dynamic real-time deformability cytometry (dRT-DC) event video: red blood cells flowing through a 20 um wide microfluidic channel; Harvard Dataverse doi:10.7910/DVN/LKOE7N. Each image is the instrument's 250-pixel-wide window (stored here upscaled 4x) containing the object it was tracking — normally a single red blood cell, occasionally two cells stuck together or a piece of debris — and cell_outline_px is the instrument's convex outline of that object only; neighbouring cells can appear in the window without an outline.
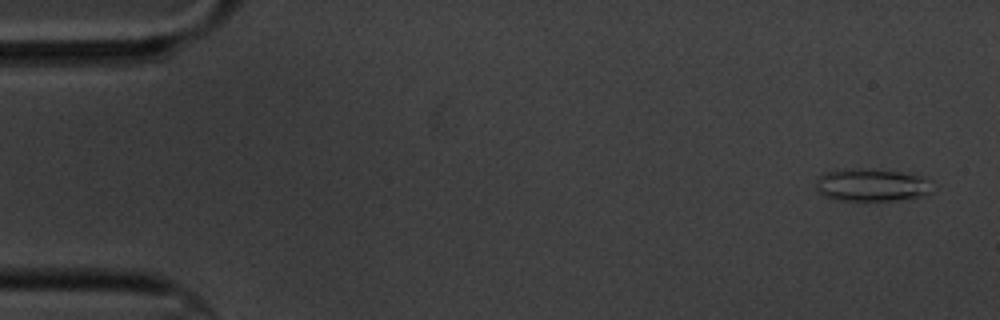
{"species": "common noctule bat (a hibernating species)", "species_latin": "Nyctalus noctula", "temperature_condition": "cold", "stored_images_in_passage": 3, "segment_of_instrument_passage": [1, 2], "camera_frame_rate_fps": 3000, "um_per_image_px": 0.085, "animal": {"sex": "male", "body_mass_g": 20.1, "forearm_length_mm": 53.5}, "frame": {"image": 1, "passage_image": 1, "time_ms": 0.0, "image_size_px": [1000, 320], "cell_outline_px": [[932, 192], [924, 196], [896, 200], [836, 200], [824, 196], [816, 188], [816, 180], [824, 172], [844, 168], [860, 168], [896, 172], [924, 176], [928, 180]], "centroid_in_image_um": [74.06, 15.72], "position_along_channel_um": 10.9, "area_um2": 22.14}}